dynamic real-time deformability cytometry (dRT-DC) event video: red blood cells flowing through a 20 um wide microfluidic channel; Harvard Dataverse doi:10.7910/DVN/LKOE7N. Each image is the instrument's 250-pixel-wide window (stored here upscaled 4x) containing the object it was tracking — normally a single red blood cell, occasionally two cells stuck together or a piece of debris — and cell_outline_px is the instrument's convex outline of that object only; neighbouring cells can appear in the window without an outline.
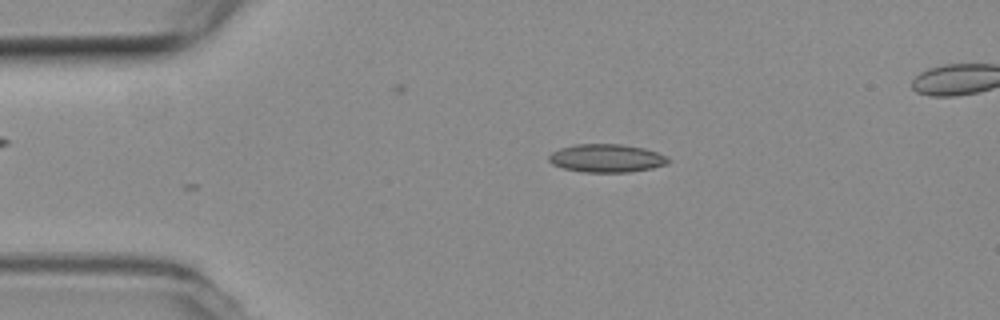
{"species": "common noctule bat (a hibernating species)", "species_latin": "Nyctalus noctula", "temperature_condition": "room temperature", "stored_images_in_passage": 7, "camera_frame_rate_fps": 3000, "um_per_image_px": 0.085, "animal": {"sex": "female", "body_mass_g": 19.3, "forearm_length_mm": 54.1}, "frame": {"image": 1, "passage_image": 1, "time_ms": 0.0, "image_size_px": [1000, 320], "cell_outline_px": [[672, 160], [668, 164], [652, 168], [628, 172], [584, 172], [564, 168], [552, 164], [548, 160], [548, 156], [552, 152], [560, 148], [572, 144], [620, 144], [644, 148], [668, 156]], "centroid_in_image_um": [51.57, 13.44], "position_along_channel_um": 33.4, "area_um2": 19.71}}
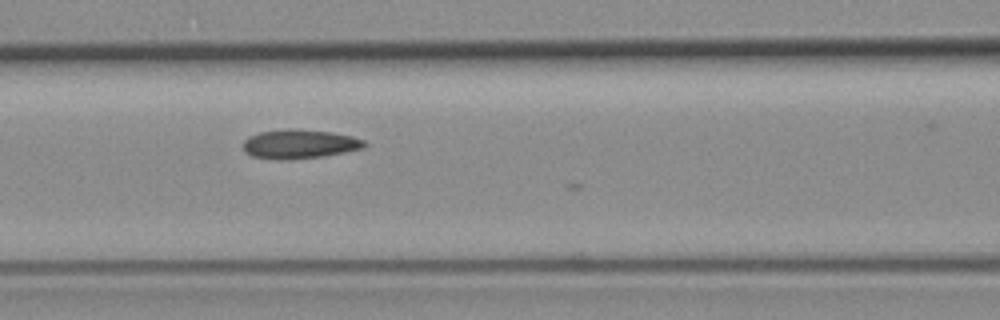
{"frame": {"image": 2, "passage_image": 5, "time_ms": 1.333, "image_size_px": [1000, 320], "cell_outline_px": [[368, 144], [364, 148], [324, 156], [288, 160], [280, 160], [252, 156], [244, 152], [244, 140], [248, 136], [260, 132], [288, 128], [296, 128], [332, 132], [352, 136], [364, 140]], "centroid_in_image_um": [25.46, 12.24], "position_along_channel_um": 141.1, "area_um2": 20.81}}